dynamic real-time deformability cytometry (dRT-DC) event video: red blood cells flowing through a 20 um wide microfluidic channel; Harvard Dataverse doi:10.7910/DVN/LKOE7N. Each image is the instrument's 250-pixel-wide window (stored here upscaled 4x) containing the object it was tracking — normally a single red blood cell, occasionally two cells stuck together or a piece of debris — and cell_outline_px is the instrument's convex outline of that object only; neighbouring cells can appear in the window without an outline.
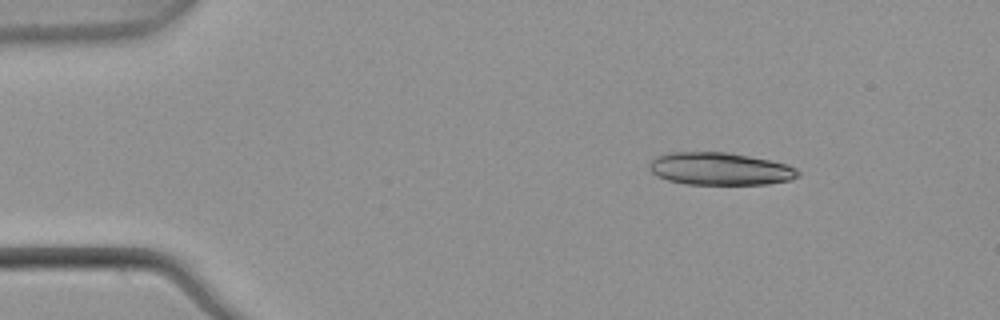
{"species": "common noctule bat (a hibernating species)", "species_latin": "Nyctalus noctula", "temperature_condition": "warm", "stored_images_in_passage": 4, "camera_frame_rate_fps": 3000, "um_per_image_px": 0.085, "animal": {"sex": "male", "body_mass_g": 21.5, "forearm_length_mm": 52.0}, "frame": {"image": 1, "passage_image": 2, "time_ms": 0.333, "image_size_px": [1000, 320], "cell_outline_px": [[800, 176], [792, 180], [768, 184], [684, 184], [668, 180], [656, 176], [648, 168], [648, 164], [656, 156], [672, 152], [728, 152], [788, 164], [796, 168], [800, 172]], "centroid_in_image_um": [61.21, 14.35], "position_along_channel_um": 23.8, "area_um2": 28.38}}